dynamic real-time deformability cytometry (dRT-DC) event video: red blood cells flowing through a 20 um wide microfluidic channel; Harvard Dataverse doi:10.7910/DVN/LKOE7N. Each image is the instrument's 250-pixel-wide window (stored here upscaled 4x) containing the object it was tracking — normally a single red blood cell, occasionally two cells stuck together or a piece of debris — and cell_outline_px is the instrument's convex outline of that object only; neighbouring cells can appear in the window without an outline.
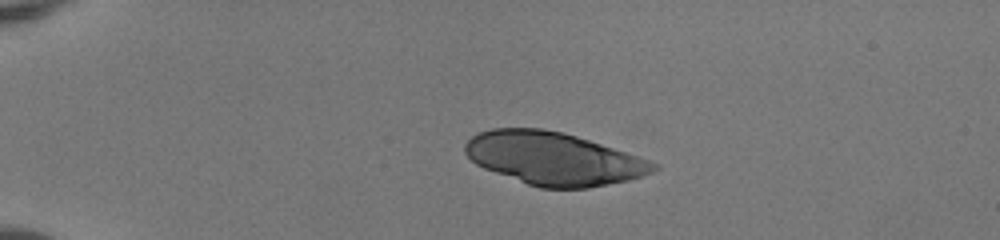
{"species": "human", "species_latin": "Homo sapiens", "temperature_condition": "room temperature", "stored_images_in_passage": 39, "camera_frame_rate_fps": 3000, "um_per_image_px": 0.085, "donor": {"sex": "female"}, "frame": {"image": 1, "passage_image": 1, "time_ms": 0.0, "image_size_px": [1000, 240], "cell_outline_px": [[660, 168], [652, 172], [628, 180], [588, 188], [540, 188], [528, 184], [484, 168], [476, 164], [464, 152], [464, 144], [476, 132], [492, 128], [544, 128], [564, 132], [660, 164]], "centroid_in_image_um": [47.01, 13.47], "position_along_channel_um": 38.0, "area_um2": 57.57}}